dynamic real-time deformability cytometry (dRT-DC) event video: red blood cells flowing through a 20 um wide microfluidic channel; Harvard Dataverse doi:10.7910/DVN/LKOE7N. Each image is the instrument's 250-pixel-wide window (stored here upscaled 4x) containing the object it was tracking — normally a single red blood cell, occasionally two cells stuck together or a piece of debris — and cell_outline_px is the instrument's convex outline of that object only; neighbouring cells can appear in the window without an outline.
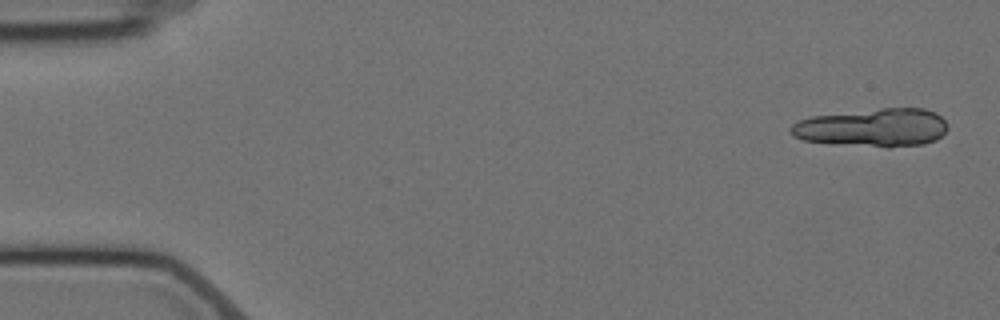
{"species": "Egyptian fruit bat (a non-hibernating species)", "species_latin": "Rousettus aegyptiacus", "temperature_condition": "cold", "stored_images_in_passage": 16, "camera_frame_rate_fps": 3000, "um_per_image_px": 0.085, "animal": {"sex": "female"}, "frame": {"image": 1, "passage_image": 1, "time_ms": 0.0, "image_size_px": [1000, 320], "cell_outline_px": [[948, 128], [936, 140], [924, 144], [888, 148], [804, 140], [792, 136], [788, 128], [792, 124], [800, 120], [812, 116], [880, 108], [924, 108], [936, 112], [948, 124]], "centroid_in_image_um": [74.22, 10.84], "position_along_channel_um": 10.8, "area_um2": 35.03}}
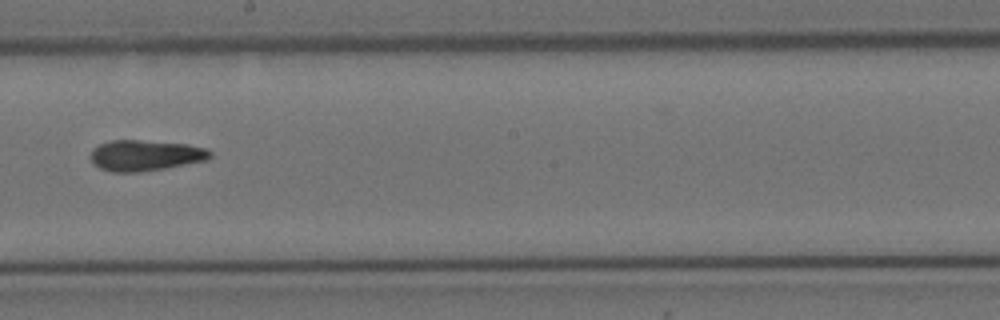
{"frame": {"image": 2, "passage_image": 9, "time_ms": 10.333, "image_size_px": [1000, 320], "cell_outline_px": [[212, 156], [204, 160], [164, 168], [140, 172], [112, 172], [100, 168], [92, 164], [92, 148], [100, 144], [112, 140], [136, 140], [188, 144], [204, 148], [212, 152]], "centroid_in_image_um": [12.32, 13.21], "position_along_channel_um": 235.9, "area_um2": 21.21}}
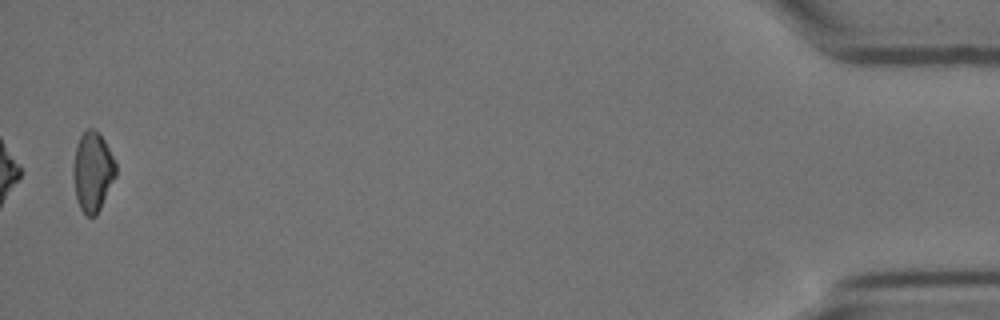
{"frame": {"image": 3, "passage_image": 16, "time_ms": 18.333, "image_size_px": [1000, 320], "cell_outline_px": [[116, 176], [96, 216], [84, 216], [76, 200], [72, 176], [72, 164], [76, 144], [80, 136], [88, 128], [96, 128], [104, 140], [116, 164]], "centroid_in_image_um": [7.84, 14.59], "position_along_channel_um": 427.4, "area_um2": 20.06}, "authors_computed_cell_mechanics": {"area_um2": 21.1259, "velocity_mm_per_s": 3.4949, "shape_relaxation_time_tau1_ms": 5.9719, "shape_relaxation_time_tau2_ms": 7.9511, "deformation_change_tau1": 0.1734, "deformation_change_tau2": 0.1411}}